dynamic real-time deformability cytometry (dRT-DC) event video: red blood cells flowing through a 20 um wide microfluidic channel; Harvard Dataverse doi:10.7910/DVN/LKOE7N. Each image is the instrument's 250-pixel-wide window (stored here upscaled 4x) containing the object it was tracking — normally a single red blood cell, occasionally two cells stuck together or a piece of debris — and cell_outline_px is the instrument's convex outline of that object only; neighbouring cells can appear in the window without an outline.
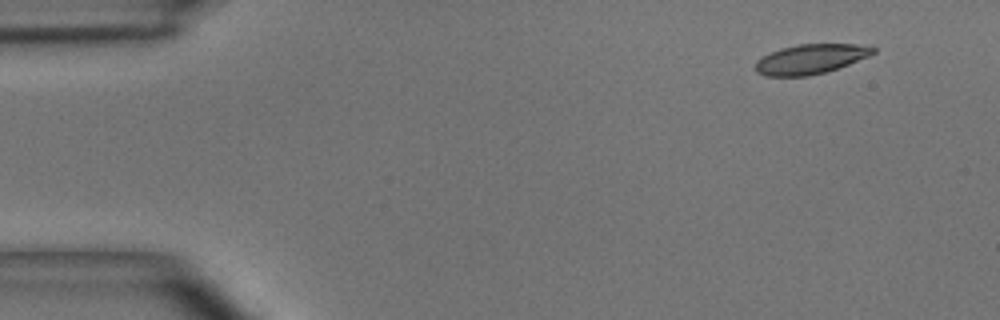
{"species": "common noctule bat (a hibernating species)", "species_latin": "Nyctalus noctula", "temperature_condition": "room temperature", "stored_images_in_passage": 4, "camera_frame_rate_fps": 3000, "um_per_image_px": 0.085, "animal": {"sex": "male", "body_mass_g": 15.6}, "frame": {"image": 1, "passage_image": 1, "time_ms": 0.0, "image_size_px": [1000, 320], "cell_outline_px": [[876, 52], [868, 56], [848, 64], [824, 72], [808, 76], [764, 76], [756, 72], [752, 68], [756, 60], [780, 48], [796, 44], [856, 44], [876, 48]], "centroid_in_image_um": [68.83, 5.02], "position_along_channel_um": 16.2, "area_um2": 20.35}}
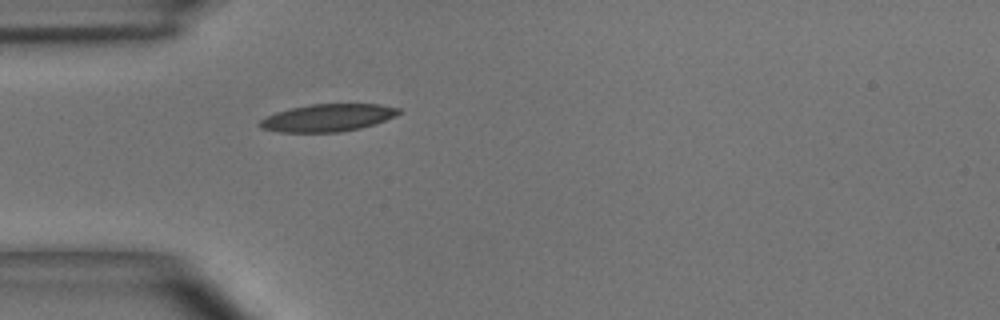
{"frame": {"image": 2, "passage_image": 4, "time_ms": 1.0, "image_size_px": [1000, 320], "cell_outline_px": [[400, 112], [396, 116], [376, 124], [360, 128], [340, 132], [280, 132], [260, 128], [256, 124], [260, 120], [276, 112], [292, 108], [312, 104], [380, 104], [400, 108]], "centroid_in_image_um": [27.87, 10.01], "position_along_channel_um": 57.1, "area_um2": 22.25}}